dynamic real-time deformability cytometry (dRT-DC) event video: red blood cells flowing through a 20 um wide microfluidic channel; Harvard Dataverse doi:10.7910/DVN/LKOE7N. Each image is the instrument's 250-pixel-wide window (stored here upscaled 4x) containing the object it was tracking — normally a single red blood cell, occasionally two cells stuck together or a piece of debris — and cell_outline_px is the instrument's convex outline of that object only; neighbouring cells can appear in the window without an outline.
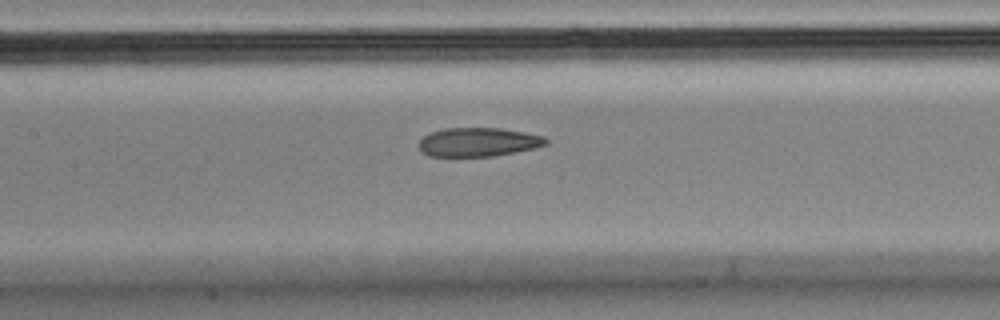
{"species": "Egyptian fruit bat (a non-hibernating species)", "species_latin": "Rousettus aegyptiacus", "temperature_condition": "cold", "stored_images_in_passage": 15, "camera_frame_rate_fps": 3000, "um_per_image_px": 0.085, "animal": {"sex": "male"}, "frame": {"image": 1, "passage_image": 13, "time_ms": 4.0, "image_size_px": [1000, 320], "cell_outline_px": [[548, 144], [536, 148], [492, 156], [428, 156], [420, 152], [420, 140], [428, 132], [444, 128], [500, 128], [524, 132], [544, 136], [548, 140]], "centroid_in_image_um": [40.65, 12.07], "position_along_channel_um": 166.8, "area_um2": 21.44}}